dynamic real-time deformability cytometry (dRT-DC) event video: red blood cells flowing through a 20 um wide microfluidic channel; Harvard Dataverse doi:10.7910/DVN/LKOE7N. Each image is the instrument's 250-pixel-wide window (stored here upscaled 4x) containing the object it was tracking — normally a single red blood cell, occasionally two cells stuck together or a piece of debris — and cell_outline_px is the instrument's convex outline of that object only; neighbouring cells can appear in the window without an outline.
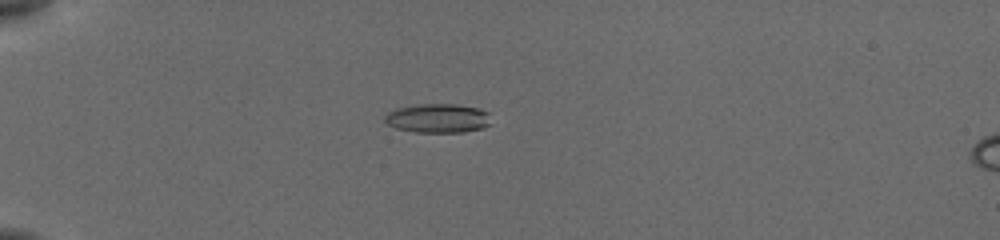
{"species": "common noctule bat (a hibernating species)", "species_latin": "Nyctalus noctula", "temperature_condition": "cold", "stored_images_in_passage": 68, "camera_frame_rate_fps": 3000, "um_per_image_px": 0.085, "animal": {"sex": "female", "body_mass_g": 19.5, "forearm_length_mm": 54.1}, "frame": {"image": 1, "passage_image": 22, "time_ms": 2.667, "image_size_px": [1000, 240], "cell_outline_px": [[488, 124], [484, 128], [464, 132], [416, 132], [396, 128], [388, 124], [384, 120], [384, 116], [388, 112], [396, 108], [420, 104], [456, 104], [480, 108], [488, 112]], "centroid_in_image_um": [37.2, 10.05], "position_along_channel_um": 47.8, "area_um2": 17.98}}
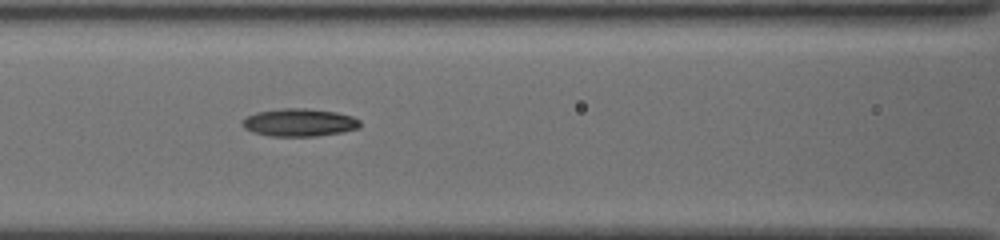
{"frame": {"image": 2, "passage_image": 37, "time_ms": 6.0, "image_size_px": [1000, 240], "cell_outline_px": [[360, 124], [356, 128], [340, 132], [316, 136], [268, 136], [252, 132], [244, 128], [244, 120], [248, 116], [256, 112], [284, 108], [308, 108], [336, 112], [352, 116], [360, 120]], "centroid_in_image_um": [25.43, 10.41], "position_along_channel_um": 141.2, "area_um2": 18.84}}
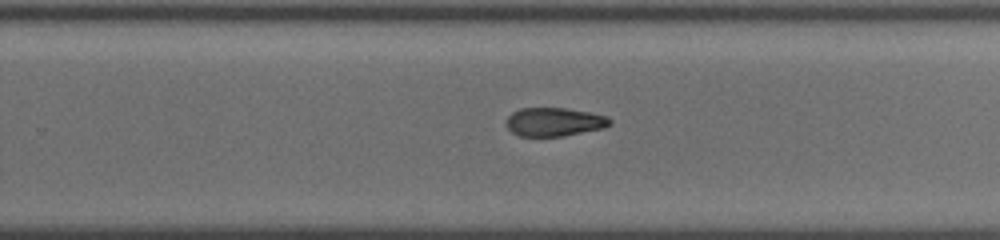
{"frame": {"image": 3, "passage_image": 66, "time_ms": 9.667, "image_size_px": [1000, 240], "cell_outline_px": [[612, 124], [604, 128], [564, 136], [520, 136], [512, 132], [508, 128], [508, 116], [512, 112], [520, 108], [564, 108], [588, 112], [608, 116], [612, 120]], "centroid_in_image_um": [47.15, 10.36], "position_along_channel_um": 282.6, "area_um2": 17.22}}